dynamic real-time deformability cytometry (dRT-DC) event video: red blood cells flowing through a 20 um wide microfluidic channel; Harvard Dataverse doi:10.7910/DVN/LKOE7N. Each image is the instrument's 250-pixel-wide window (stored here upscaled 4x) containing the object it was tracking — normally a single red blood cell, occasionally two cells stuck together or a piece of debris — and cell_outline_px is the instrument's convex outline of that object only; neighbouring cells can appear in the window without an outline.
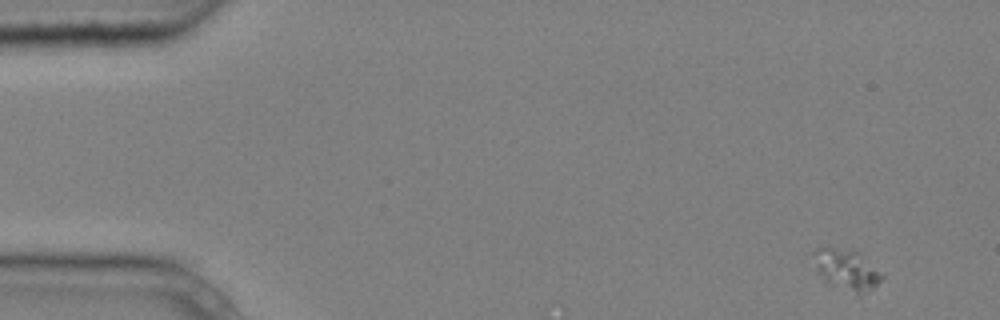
{"species": "common noctule bat (a hibernating species)", "species_latin": "Nyctalus noctula", "temperature_condition": "cold", "stored_images_in_passage": 6, "camera_frame_rate_fps": 3000, "um_per_image_px": 0.085, "animal": {"sex": "male", "body_mass_g": 20.4}, "frame": {"image": 1, "passage_image": 1, "time_ms": 0.0, "image_size_px": [1000, 320], "cell_outline_px": [[884, 276], [872, 288], [860, 296], [856, 296], [824, 280], [816, 268], [812, 252], [820, 248], [832, 248], [856, 252], [884, 272]], "centroid_in_image_um": [71.99, 22.97], "position_along_channel_um": 13.0, "area_um2": 15.95}}
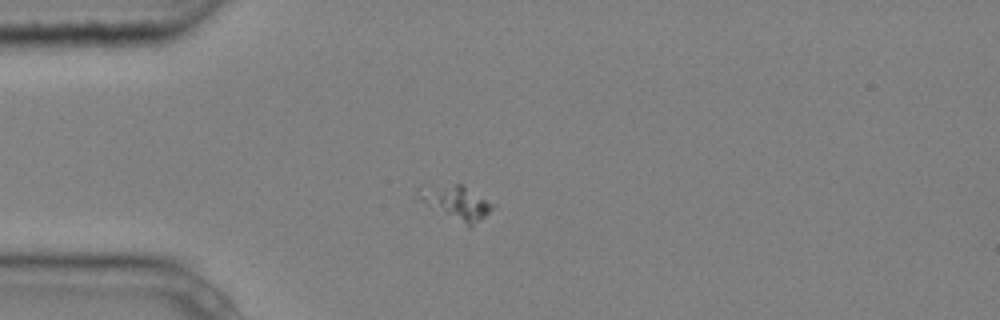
{"frame": {"image": 2, "passage_image": 4, "time_ms": 1.0, "image_size_px": [1000, 320], "cell_outline_px": [[496, 204], [472, 228], [468, 228], [412, 200], [416, 188], [456, 184], [460, 184]], "centroid_in_image_um": [38.64, 17.27], "position_along_channel_um": 46.4, "area_um2": 15.49}}
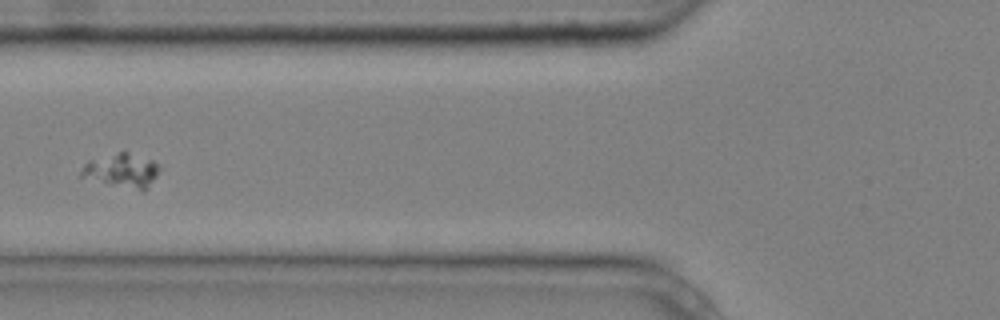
{"frame": {"image": 3, "passage_image": 6, "time_ms": 1.667, "image_size_px": [1000, 320], "cell_outline_px": [[160, 168], [156, 176], [144, 192], [80, 176], [80, 172], [84, 164], [88, 160], [120, 152], [128, 152], [152, 160]], "centroid_in_image_um": [10.37, 14.49], "position_along_channel_um": 115.4, "area_um2": 15.09}}